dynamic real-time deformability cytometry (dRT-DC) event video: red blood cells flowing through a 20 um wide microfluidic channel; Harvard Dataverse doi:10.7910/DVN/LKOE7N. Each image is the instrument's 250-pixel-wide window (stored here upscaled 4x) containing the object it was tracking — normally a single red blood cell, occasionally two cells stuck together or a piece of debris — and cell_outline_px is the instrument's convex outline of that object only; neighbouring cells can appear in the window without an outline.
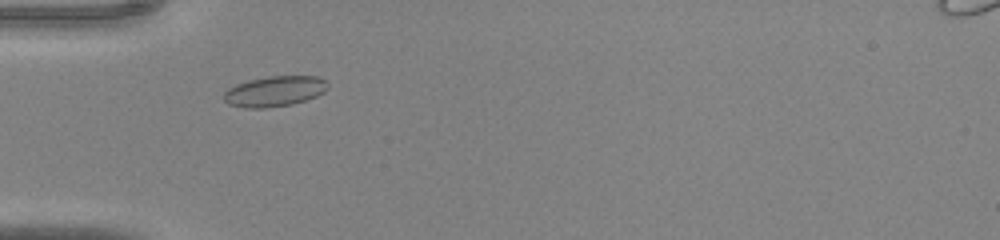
{"species": "common noctule bat (a hibernating species)", "species_latin": "Nyctalus noctula", "temperature_condition": "warm", "stored_images_in_passage": 36, "camera_frame_rate_fps": 3000, "um_per_image_px": 0.085, "animal": {"sex": "male", "body_mass_g": 20.0, "forearm_length_mm": 53.3}, "frame": {"image": 1, "passage_image": 6, "time_ms": 1.667, "image_size_px": [1000, 240], "cell_outline_px": [[328, 88], [324, 92], [316, 96], [292, 104], [264, 108], [244, 108], [228, 104], [224, 100], [224, 92], [228, 88], [236, 84], [248, 80], [268, 76], [316, 76], [324, 80], [328, 84]], "centroid_in_image_um": [23.32, 7.76], "position_along_channel_um": 61.7, "area_um2": 18.44}}
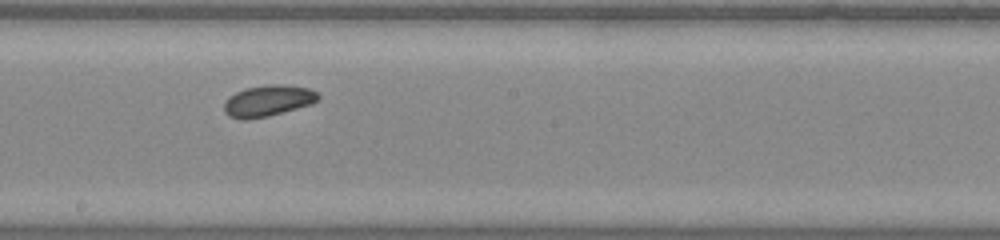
{"frame": {"image": 2, "passage_image": 17, "time_ms": 5.333, "image_size_px": [1000, 240], "cell_outline_px": [[320, 96], [312, 104], [268, 116], [244, 120], [240, 120], [228, 116], [224, 112], [224, 100], [228, 96], [244, 88], [272, 84], [276, 84], [308, 88], [316, 92]], "centroid_in_image_um": [22.71, 8.57], "position_along_channel_um": 225.5, "area_um2": 17.11}}
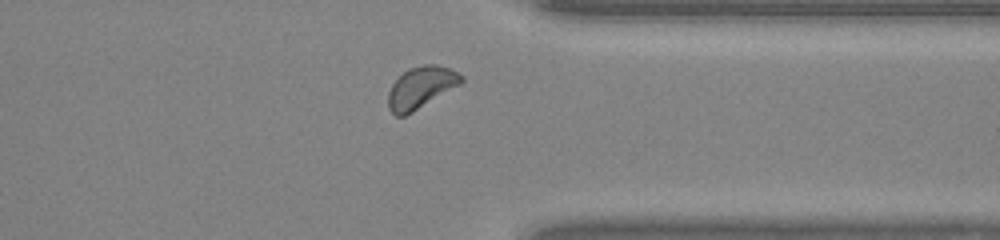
{"frame": {"image": 3, "passage_image": 27, "time_ms": 8.667, "image_size_px": [1000, 240], "cell_outline_px": [[464, 80], [460, 84], [412, 112], [404, 116], [396, 116], [388, 108], [388, 92], [392, 84], [408, 68], [424, 64], [436, 64], [448, 68], [464, 76]], "centroid_in_image_um": [35.76, 7.43], "position_along_channel_um": 375.6, "area_um2": 17.57}}